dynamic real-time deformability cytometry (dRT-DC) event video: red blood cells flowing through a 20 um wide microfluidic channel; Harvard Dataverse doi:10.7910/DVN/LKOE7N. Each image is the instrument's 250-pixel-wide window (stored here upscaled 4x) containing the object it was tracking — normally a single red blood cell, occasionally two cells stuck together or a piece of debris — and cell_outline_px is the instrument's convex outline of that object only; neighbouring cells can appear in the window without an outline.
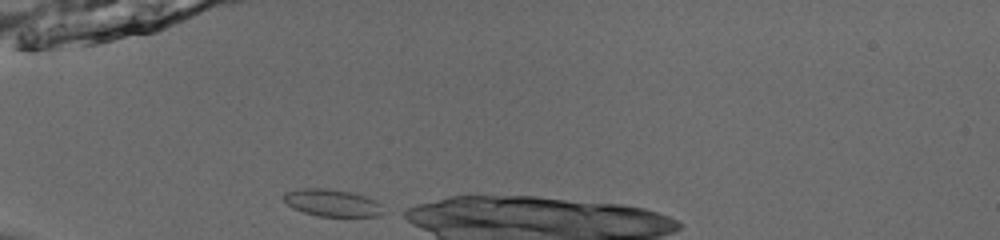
{"species": "common noctule bat (a hibernating species)", "species_latin": "Nyctalus noctula", "temperature_condition": "room temperature", "stored_images_in_passage": 6, "camera_frame_rate_fps": 3000, "um_per_image_px": 0.085, "animal": {"sex": "male", "body_mass_g": 13.0, "forearm_length_mm": 53.1}, "frame": {"image": 1, "passage_image": 1, "time_ms": 0.0, "image_size_px": [1000, 240], "cell_outline_px": [[388, 212], [380, 216], [316, 216], [292, 208], [284, 200], [284, 192], [304, 188], [324, 188], [352, 192], [376, 200]], "centroid_in_image_um": [28.29, 17.25], "position_along_channel_um": 56.7, "area_um2": 15.9}}